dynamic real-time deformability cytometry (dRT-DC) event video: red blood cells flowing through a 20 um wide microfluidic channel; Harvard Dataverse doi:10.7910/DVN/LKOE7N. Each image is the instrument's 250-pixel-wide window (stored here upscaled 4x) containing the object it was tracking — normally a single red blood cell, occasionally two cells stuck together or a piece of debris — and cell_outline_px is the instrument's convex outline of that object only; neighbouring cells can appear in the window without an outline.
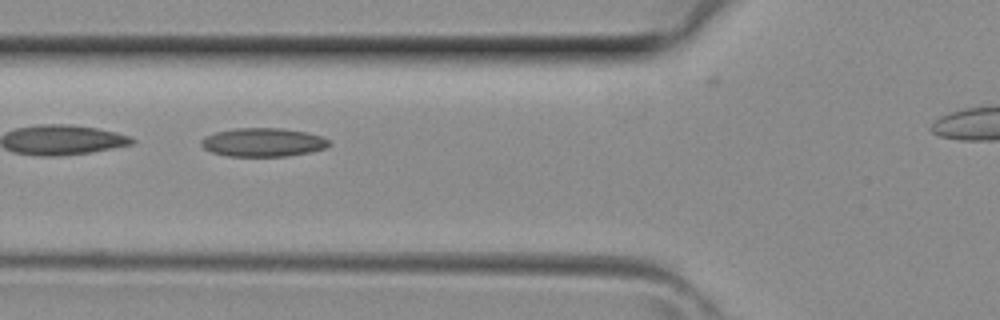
{"species": "common noctule bat (a hibernating species)", "species_latin": "Nyctalus noctula", "temperature_condition": "room temperature", "stored_images_in_passage": 8, "segment_of_instrument_passage": [1, 2], "camera_frame_rate_fps": 3000, "um_per_image_px": 0.085, "animal": {"sex": "female", "body_mass_g": 29.2, "forearm_length_mm": 56.3}, "frame": {"image": 1, "passage_image": 6, "time_ms": 1.667, "image_size_px": [1000, 320], "cell_outline_px": [[332, 144], [328, 148], [312, 152], [288, 156], [228, 156], [212, 152], [204, 148], [200, 144], [200, 140], [204, 136], [216, 132], [236, 128], [280, 128], [308, 132], [332, 140]], "centroid_in_image_um": [22.41, 12.1], "position_along_channel_um": 103.4, "area_um2": 21.62}}
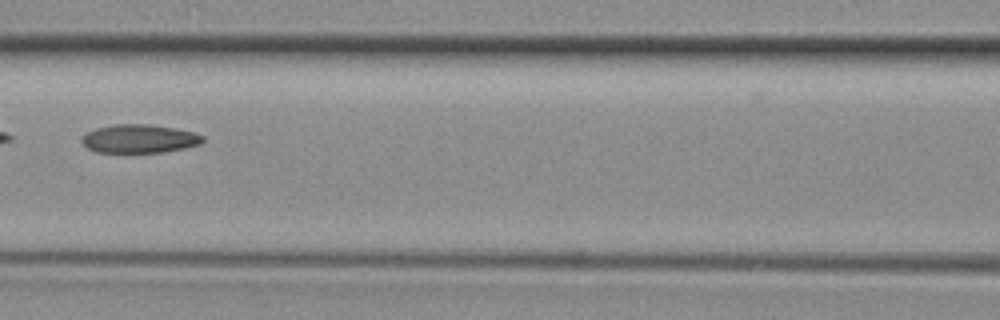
{"frame": {"image": 2, "passage_image": 7, "time_ms": 2.0, "image_size_px": [1000, 320], "cell_outline_px": [[204, 140], [200, 144], [184, 148], [160, 152], [96, 152], [88, 148], [80, 140], [88, 132], [96, 128], [116, 124], [148, 124], [176, 128], [192, 132], [204, 136]], "centroid_in_image_um": [11.85, 11.78], "position_along_channel_um": 154.7, "area_um2": 19.88}}